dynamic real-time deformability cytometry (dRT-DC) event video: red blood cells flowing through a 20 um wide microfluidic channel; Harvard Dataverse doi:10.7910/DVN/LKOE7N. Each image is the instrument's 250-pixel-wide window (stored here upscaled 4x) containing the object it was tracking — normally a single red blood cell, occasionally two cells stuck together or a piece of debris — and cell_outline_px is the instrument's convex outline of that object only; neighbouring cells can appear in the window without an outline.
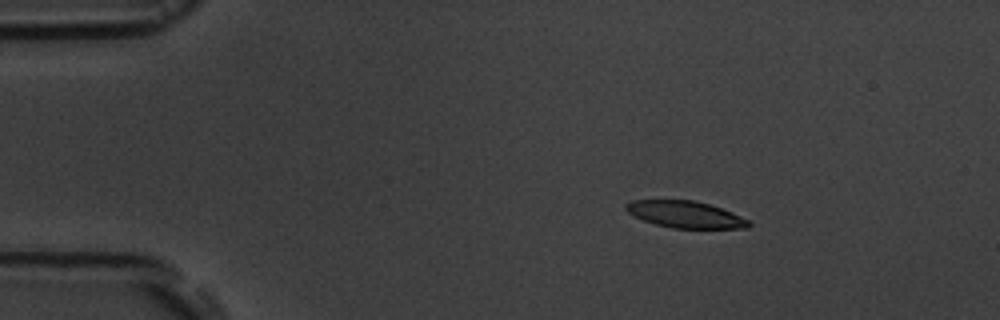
{"species": "common noctule bat (a hibernating species)", "species_latin": "Nyctalus noctula", "temperature_condition": "room temperature", "stored_images_in_passage": 5, "camera_frame_rate_fps": 3000, "um_per_image_px": 0.085, "animal": {"sex": "male", "body_mass_g": 19.5, "forearm_length_mm": 54.6}, "frame": {"image": 1, "passage_image": 3, "time_ms": 2.667, "image_size_px": [1000, 320], "cell_outline_px": [[752, 224], [748, 228], [672, 228], [656, 224], [644, 220], [628, 212], [624, 208], [624, 204], [632, 200], [692, 200], [708, 204], [732, 212], [748, 220]], "centroid_in_image_um": [58.25, 18.22], "position_along_channel_um": 26.8, "area_um2": 18.96}}